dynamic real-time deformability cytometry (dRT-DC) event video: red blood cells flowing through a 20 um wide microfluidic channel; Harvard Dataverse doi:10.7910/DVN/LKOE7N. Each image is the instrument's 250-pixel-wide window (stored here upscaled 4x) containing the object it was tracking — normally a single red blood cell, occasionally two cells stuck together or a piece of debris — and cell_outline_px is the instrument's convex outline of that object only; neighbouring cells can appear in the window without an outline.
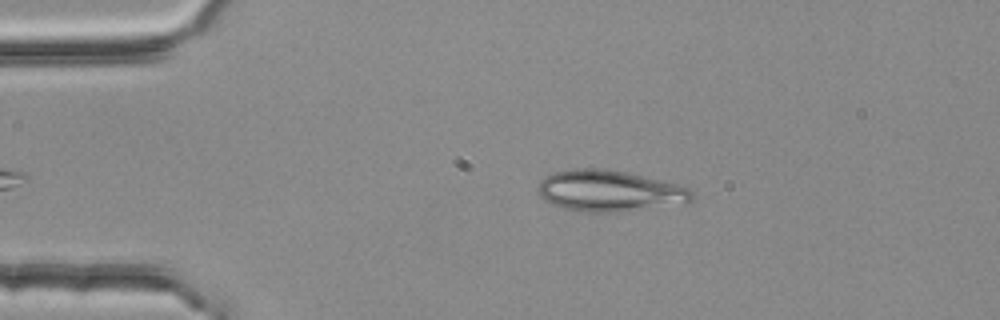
{"species": "common noctule bat (a hibernating species)", "species_latin": "Nyctalus noctula", "temperature_condition": "room temperature", "stored_images_in_passage": 2, "camera_frame_rate_fps": 3000, "um_per_image_px": 0.085, "animal": {"sex": "female", "body_mass_g": 25.1}, "frame": {"image": 1, "passage_image": 1, "time_ms": 0.0, "image_size_px": [1000, 320], "cell_outline_px": [[692, 200], [684, 204], [616, 212], [584, 212], [564, 208], [552, 204], [544, 200], [540, 196], [540, 180], [544, 176], [552, 172], [576, 168], [604, 168], [624, 172], [680, 184], [688, 188], [692, 192]], "centroid_in_image_um": [51.81, 16.22], "position_along_channel_um": 33.2, "area_um2": 36.99}}